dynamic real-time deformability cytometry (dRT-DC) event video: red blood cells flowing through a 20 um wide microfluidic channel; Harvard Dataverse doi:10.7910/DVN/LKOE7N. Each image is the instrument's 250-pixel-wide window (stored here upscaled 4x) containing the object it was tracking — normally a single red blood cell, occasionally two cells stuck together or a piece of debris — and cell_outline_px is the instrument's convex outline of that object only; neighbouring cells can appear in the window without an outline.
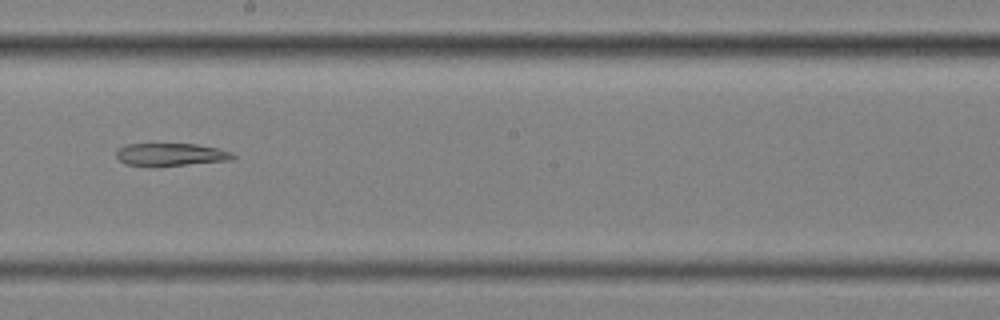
{"species": "common noctule bat (a hibernating species)", "species_latin": "Nyctalus noctula", "temperature_condition": "cold", "stored_images_in_passage": 10, "segment_of_instrument_passage": [2, 2], "camera_frame_rate_fps": 3000, "um_per_image_px": 0.085, "animal": {"sex": "female", "body_mass_g": 25.1}, "frame": {"image": 1, "passage_image": 9, "time_ms": 2.667, "image_size_px": [1000, 320], "cell_outline_px": [[236, 156], [232, 160], [148, 168], [124, 164], [116, 156], [116, 152], [120, 148], [128, 144], [196, 144], [216, 148], [232, 152]], "centroid_in_image_um": [14.49, 13.16], "position_along_channel_um": 233.7, "area_um2": 15.72}}
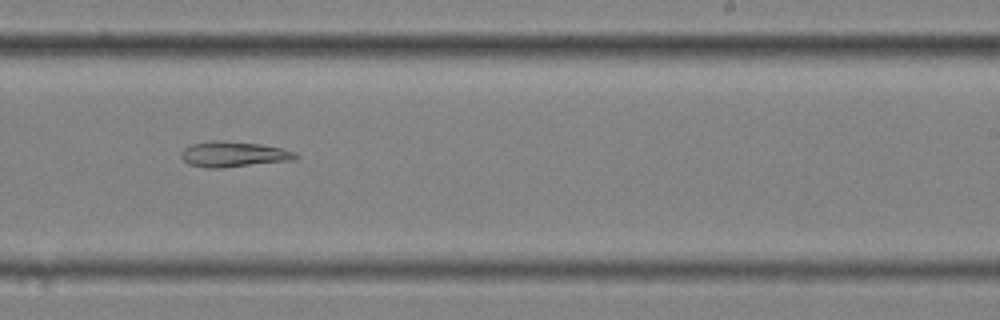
{"frame": {"image": 2, "passage_image": 10, "time_ms": 3.0, "image_size_px": [1000, 320], "cell_outline_px": [[300, 156], [292, 160], [220, 168], [204, 168], [188, 164], [180, 156], [180, 152], [188, 144], [216, 140], [220, 140], [260, 144], [280, 148], [296, 152]], "centroid_in_image_um": [19.8, 13.11], "position_along_channel_um": 269.2, "area_um2": 17.05}}